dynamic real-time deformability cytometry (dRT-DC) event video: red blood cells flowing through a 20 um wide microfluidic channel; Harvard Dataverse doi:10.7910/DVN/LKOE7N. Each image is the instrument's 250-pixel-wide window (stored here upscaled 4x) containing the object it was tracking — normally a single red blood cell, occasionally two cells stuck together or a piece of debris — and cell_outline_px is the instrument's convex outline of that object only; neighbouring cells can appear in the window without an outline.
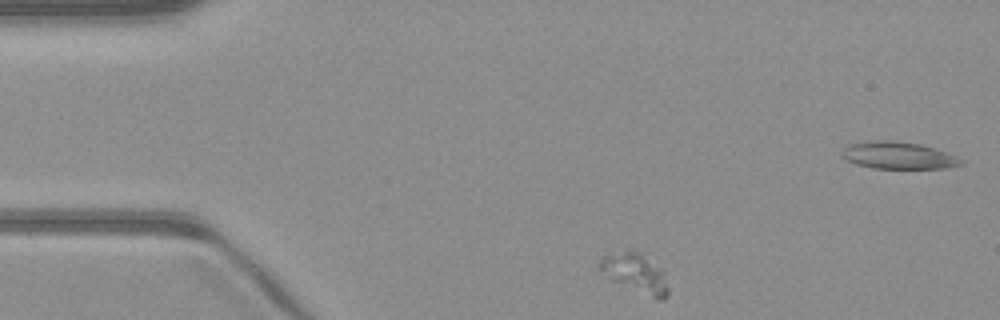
{"species": "common noctule bat (a hibernating species)", "species_latin": "Nyctalus noctula", "temperature_condition": "warm", "stored_images_in_passage": 46, "camera_frame_rate_fps": 3000, "um_per_image_px": 0.085, "animal": {"sex": "male", "body_mass_g": 23.1, "forearm_length_mm": 52.7}, "frame": {"image": 1, "passage_image": 1, "time_ms": 0.0, "image_size_px": [1000, 320], "cell_outline_px": [[668, 296], [664, 300], [656, 300], [612, 280], [600, 268], [600, 260], [604, 256], [624, 248], [632, 248], [644, 252], [664, 268], [668, 288]], "centroid_in_image_um": [54.1, 23.16], "position_along_channel_um": 30.9, "area_um2": 16.42}}
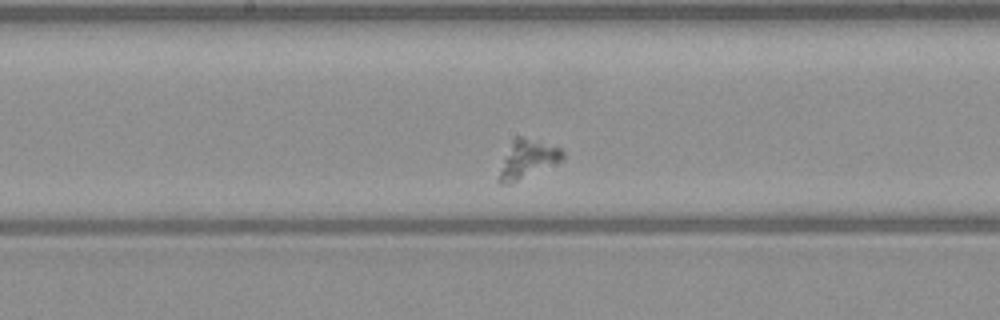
{"frame": {"image": 2, "passage_image": 19, "time_ms": 6.0, "image_size_px": [1000, 320], "cell_outline_px": [[564, 160], [508, 184], [500, 184], [496, 180], [504, 156], [512, 140], [516, 136], [524, 136], [560, 148], [564, 152]], "centroid_in_image_um": [44.81, 13.51], "position_along_channel_um": 203.4, "area_um2": 14.1}}
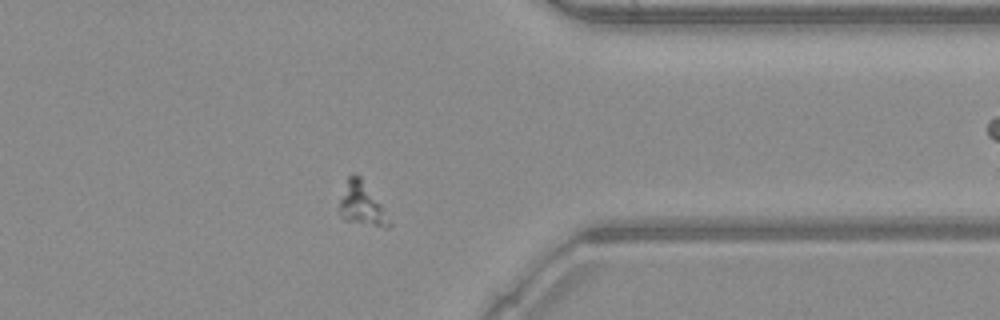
{"frame": {"image": 3, "passage_image": 34, "time_ms": 11.0, "image_size_px": [1000, 320], "cell_outline_px": [[392, 224], [388, 228], [384, 228], [344, 220], [340, 216], [340, 200], [348, 176], [360, 176], [380, 204]], "centroid_in_image_um": [30.75, 17.41], "position_along_channel_um": 380.6, "area_um2": 12.02}}